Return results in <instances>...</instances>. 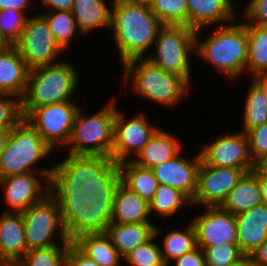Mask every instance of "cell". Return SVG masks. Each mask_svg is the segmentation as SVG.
I'll use <instances>...</instances> for the list:
<instances>
[{
	"label": "cell",
	"mask_w": 267,
	"mask_h": 266,
	"mask_svg": "<svg viewBox=\"0 0 267 266\" xmlns=\"http://www.w3.org/2000/svg\"><path fill=\"white\" fill-rule=\"evenodd\" d=\"M253 266H267V264L253 263Z\"/></svg>",
	"instance_id": "cell-55"
},
{
	"label": "cell",
	"mask_w": 267,
	"mask_h": 266,
	"mask_svg": "<svg viewBox=\"0 0 267 266\" xmlns=\"http://www.w3.org/2000/svg\"><path fill=\"white\" fill-rule=\"evenodd\" d=\"M137 3H141V4H145V5H149L151 6V4L155 1V0H131Z\"/></svg>",
	"instance_id": "cell-53"
},
{
	"label": "cell",
	"mask_w": 267,
	"mask_h": 266,
	"mask_svg": "<svg viewBox=\"0 0 267 266\" xmlns=\"http://www.w3.org/2000/svg\"><path fill=\"white\" fill-rule=\"evenodd\" d=\"M11 129L0 128V153L4 150Z\"/></svg>",
	"instance_id": "cell-50"
},
{
	"label": "cell",
	"mask_w": 267,
	"mask_h": 266,
	"mask_svg": "<svg viewBox=\"0 0 267 266\" xmlns=\"http://www.w3.org/2000/svg\"><path fill=\"white\" fill-rule=\"evenodd\" d=\"M244 173V169L209 166L202 161L198 169L196 192L191 203L203 207L221 206Z\"/></svg>",
	"instance_id": "cell-13"
},
{
	"label": "cell",
	"mask_w": 267,
	"mask_h": 266,
	"mask_svg": "<svg viewBox=\"0 0 267 266\" xmlns=\"http://www.w3.org/2000/svg\"><path fill=\"white\" fill-rule=\"evenodd\" d=\"M247 25V66L254 77L267 74V26Z\"/></svg>",
	"instance_id": "cell-30"
},
{
	"label": "cell",
	"mask_w": 267,
	"mask_h": 266,
	"mask_svg": "<svg viewBox=\"0 0 267 266\" xmlns=\"http://www.w3.org/2000/svg\"><path fill=\"white\" fill-rule=\"evenodd\" d=\"M200 155L202 161L209 166L238 168L246 172L255 168L245 132L217 138L208 146L205 145Z\"/></svg>",
	"instance_id": "cell-14"
},
{
	"label": "cell",
	"mask_w": 267,
	"mask_h": 266,
	"mask_svg": "<svg viewBox=\"0 0 267 266\" xmlns=\"http://www.w3.org/2000/svg\"><path fill=\"white\" fill-rule=\"evenodd\" d=\"M21 99L14 95L0 94V128H14L22 119Z\"/></svg>",
	"instance_id": "cell-40"
},
{
	"label": "cell",
	"mask_w": 267,
	"mask_h": 266,
	"mask_svg": "<svg viewBox=\"0 0 267 266\" xmlns=\"http://www.w3.org/2000/svg\"><path fill=\"white\" fill-rule=\"evenodd\" d=\"M230 266H253V260L250 256H245L239 262Z\"/></svg>",
	"instance_id": "cell-51"
},
{
	"label": "cell",
	"mask_w": 267,
	"mask_h": 266,
	"mask_svg": "<svg viewBox=\"0 0 267 266\" xmlns=\"http://www.w3.org/2000/svg\"><path fill=\"white\" fill-rule=\"evenodd\" d=\"M13 46L29 69L54 64L64 51L41 14L28 17L22 35Z\"/></svg>",
	"instance_id": "cell-11"
},
{
	"label": "cell",
	"mask_w": 267,
	"mask_h": 266,
	"mask_svg": "<svg viewBox=\"0 0 267 266\" xmlns=\"http://www.w3.org/2000/svg\"><path fill=\"white\" fill-rule=\"evenodd\" d=\"M149 215V202L121 182L114 197L111 223L149 222L147 219Z\"/></svg>",
	"instance_id": "cell-25"
},
{
	"label": "cell",
	"mask_w": 267,
	"mask_h": 266,
	"mask_svg": "<svg viewBox=\"0 0 267 266\" xmlns=\"http://www.w3.org/2000/svg\"><path fill=\"white\" fill-rule=\"evenodd\" d=\"M260 204H263V199L258 183V172L253 169L243 174L220 207L236 216Z\"/></svg>",
	"instance_id": "cell-24"
},
{
	"label": "cell",
	"mask_w": 267,
	"mask_h": 266,
	"mask_svg": "<svg viewBox=\"0 0 267 266\" xmlns=\"http://www.w3.org/2000/svg\"><path fill=\"white\" fill-rule=\"evenodd\" d=\"M245 133L248 139L250 156L255 163L267 154V122Z\"/></svg>",
	"instance_id": "cell-41"
},
{
	"label": "cell",
	"mask_w": 267,
	"mask_h": 266,
	"mask_svg": "<svg viewBox=\"0 0 267 266\" xmlns=\"http://www.w3.org/2000/svg\"><path fill=\"white\" fill-rule=\"evenodd\" d=\"M28 252L22 212L0 217V266H15Z\"/></svg>",
	"instance_id": "cell-19"
},
{
	"label": "cell",
	"mask_w": 267,
	"mask_h": 266,
	"mask_svg": "<svg viewBox=\"0 0 267 266\" xmlns=\"http://www.w3.org/2000/svg\"><path fill=\"white\" fill-rule=\"evenodd\" d=\"M246 24L267 26V0H251L244 11Z\"/></svg>",
	"instance_id": "cell-42"
},
{
	"label": "cell",
	"mask_w": 267,
	"mask_h": 266,
	"mask_svg": "<svg viewBox=\"0 0 267 266\" xmlns=\"http://www.w3.org/2000/svg\"><path fill=\"white\" fill-rule=\"evenodd\" d=\"M159 230L155 227L154 235L145 243L138 245L125 261L131 266H167L162 258L161 248L153 240Z\"/></svg>",
	"instance_id": "cell-37"
},
{
	"label": "cell",
	"mask_w": 267,
	"mask_h": 266,
	"mask_svg": "<svg viewBox=\"0 0 267 266\" xmlns=\"http://www.w3.org/2000/svg\"><path fill=\"white\" fill-rule=\"evenodd\" d=\"M77 112L75 103L68 100L35 108L26 119L53 148L59 142L68 144Z\"/></svg>",
	"instance_id": "cell-12"
},
{
	"label": "cell",
	"mask_w": 267,
	"mask_h": 266,
	"mask_svg": "<svg viewBox=\"0 0 267 266\" xmlns=\"http://www.w3.org/2000/svg\"><path fill=\"white\" fill-rule=\"evenodd\" d=\"M155 56L146 59L190 83L189 53L196 50V30L185 25H163L155 39Z\"/></svg>",
	"instance_id": "cell-9"
},
{
	"label": "cell",
	"mask_w": 267,
	"mask_h": 266,
	"mask_svg": "<svg viewBox=\"0 0 267 266\" xmlns=\"http://www.w3.org/2000/svg\"><path fill=\"white\" fill-rule=\"evenodd\" d=\"M73 243L99 266H119L121 256L106 233L84 234Z\"/></svg>",
	"instance_id": "cell-27"
},
{
	"label": "cell",
	"mask_w": 267,
	"mask_h": 266,
	"mask_svg": "<svg viewBox=\"0 0 267 266\" xmlns=\"http://www.w3.org/2000/svg\"><path fill=\"white\" fill-rule=\"evenodd\" d=\"M53 11H71L74 0H42Z\"/></svg>",
	"instance_id": "cell-46"
},
{
	"label": "cell",
	"mask_w": 267,
	"mask_h": 266,
	"mask_svg": "<svg viewBox=\"0 0 267 266\" xmlns=\"http://www.w3.org/2000/svg\"><path fill=\"white\" fill-rule=\"evenodd\" d=\"M206 266H230L239 262L246 255L240 250L238 243H227L202 249Z\"/></svg>",
	"instance_id": "cell-39"
},
{
	"label": "cell",
	"mask_w": 267,
	"mask_h": 266,
	"mask_svg": "<svg viewBox=\"0 0 267 266\" xmlns=\"http://www.w3.org/2000/svg\"><path fill=\"white\" fill-rule=\"evenodd\" d=\"M113 102L90 117L82 115L78 109L67 144L70 146L68 154L112 157L117 110Z\"/></svg>",
	"instance_id": "cell-7"
},
{
	"label": "cell",
	"mask_w": 267,
	"mask_h": 266,
	"mask_svg": "<svg viewBox=\"0 0 267 266\" xmlns=\"http://www.w3.org/2000/svg\"><path fill=\"white\" fill-rule=\"evenodd\" d=\"M58 63V64H57ZM75 66L68 62L30 69L22 103L23 117L35 108L70 100L78 85Z\"/></svg>",
	"instance_id": "cell-3"
},
{
	"label": "cell",
	"mask_w": 267,
	"mask_h": 266,
	"mask_svg": "<svg viewBox=\"0 0 267 266\" xmlns=\"http://www.w3.org/2000/svg\"><path fill=\"white\" fill-rule=\"evenodd\" d=\"M123 67L124 81L130 78L140 96L165 106L176 105L190 88L182 76L166 72L144 57L128 60Z\"/></svg>",
	"instance_id": "cell-6"
},
{
	"label": "cell",
	"mask_w": 267,
	"mask_h": 266,
	"mask_svg": "<svg viewBox=\"0 0 267 266\" xmlns=\"http://www.w3.org/2000/svg\"><path fill=\"white\" fill-rule=\"evenodd\" d=\"M174 260L176 261L175 266H206L204 252L200 247H196Z\"/></svg>",
	"instance_id": "cell-44"
},
{
	"label": "cell",
	"mask_w": 267,
	"mask_h": 266,
	"mask_svg": "<svg viewBox=\"0 0 267 266\" xmlns=\"http://www.w3.org/2000/svg\"><path fill=\"white\" fill-rule=\"evenodd\" d=\"M163 250L161 249L164 263L168 266L169 261L181 257L197 247L196 231L192 223L189 224L185 232L172 230L167 233L163 240Z\"/></svg>",
	"instance_id": "cell-32"
},
{
	"label": "cell",
	"mask_w": 267,
	"mask_h": 266,
	"mask_svg": "<svg viewBox=\"0 0 267 266\" xmlns=\"http://www.w3.org/2000/svg\"><path fill=\"white\" fill-rule=\"evenodd\" d=\"M244 110L243 132L267 122V94L255 79L247 94Z\"/></svg>",
	"instance_id": "cell-31"
},
{
	"label": "cell",
	"mask_w": 267,
	"mask_h": 266,
	"mask_svg": "<svg viewBox=\"0 0 267 266\" xmlns=\"http://www.w3.org/2000/svg\"><path fill=\"white\" fill-rule=\"evenodd\" d=\"M196 31L195 53L209 61L228 77L241 75L247 66V25L246 22L227 24L219 27L204 42L199 43ZM198 36V37H197Z\"/></svg>",
	"instance_id": "cell-5"
},
{
	"label": "cell",
	"mask_w": 267,
	"mask_h": 266,
	"mask_svg": "<svg viewBox=\"0 0 267 266\" xmlns=\"http://www.w3.org/2000/svg\"><path fill=\"white\" fill-rule=\"evenodd\" d=\"M259 174L267 176V154L255 162L254 168Z\"/></svg>",
	"instance_id": "cell-49"
},
{
	"label": "cell",
	"mask_w": 267,
	"mask_h": 266,
	"mask_svg": "<svg viewBox=\"0 0 267 266\" xmlns=\"http://www.w3.org/2000/svg\"><path fill=\"white\" fill-rule=\"evenodd\" d=\"M122 183L136 192L142 199L150 202L159 186L152 169L143 168L130 161L118 164Z\"/></svg>",
	"instance_id": "cell-29"
},
{
	"label": "cell",
	"mask_w": 267,
	"mask_h": 266,
	"mask_svg": "<svg viewBox=\"0 0 267 266\" xmlns=\"http://www.w3.org/2000/svg\"><path fill=\"white\" fill-rule=\"evenodd\" d=\"M176 138L169 132L158 128L136 158L131 161L140 167L152 169L173 159L182 150L181 142Z\"/></svg>",
	"instance_id": "cell-22"
},
{
	"label": "cell",
	"mask_w": 267,
	"mask_h": 266,
	"mask_svg": "<svg viewBox=\"0 0 267 266\" xmlns=\"http://www.w3.org/2000/svg\"><path fill=\"white\" fill-rule=\"evenodd\" d=\"M253 263L267 264V239L249 255Z\"/></svg>",
	"instance_id": "cell-47"
},
{
	"label": "cell",
	"mask_w": 267,
	"mask_h": 266,
	"mask_svg": "<svg viewBox=\"0 0 267 266\" xmlns=\"http://www.w3.org/2000/svg\"><path fill=\"white\" fill-rule=\"evenodd\" d=\"M58 201L63 226L73 242L84 234L106 233L114 199H95L78 192H50Z\"/></svg>",
	"instance_id": "cell-4"
},
{
	"label": "cell",
	"mask_w": 267,
	"mask_h": 266,
	"mask_svg": "<svg viewBox=\"0 0 267 266\" xmlns=\"http://www.w3.org/2000/svg\"><path fill=\"white\" fill-rule=\"evenodd\" d=\"M41 176L50 183V192H78L95 199H114L121 181L119 165L112 157L68 154Z\"/></svg>",
	"instance_id": "cell-1"
},
{
	"label": "cell",
	"mask_w": 267,
	"mask_h": 266,
	"mask_svg": "<svg viewBox=\"0 0 267 266\" xmlns=\"http://www.w3.org/2000/svg\"><path fill=\"white\" fill-rule=\"evenodd\" d=\"M191 204V200L176 188L159 184L153 199L149 202L150 213L158 212L161 216L176 213L184 204Z\"/></svg>",
	"instance_id": "cell-33"
},
{
	"label": "cell",
	"mask_w": 267,
	"mask_h": 266,
	"mask_svg": "<svg viewBox=\"0 0 267 266\" xmlns=\"http://www.w3.org/2000/svg\"><path fill=\"white\" fill-rule=\"evenodd\" d=\"M71 12L81 33L111 27V10L104 0H74Z\"/></svg>",
	"instance_id": "cell-28"
},
{
	"label": "cell",
	"mask_w": 267,
	"mask_h": 266,
	"mask_svg": "<svg viewBox=\"0 0 267 266\" xmlns=\"http://www.w3.org/2000/svg\"><path fill=\"white\" fill-rule=\"evenodd\" d=\"M8 44L0 37V52H2Z\"/></svg>",
	"instance_id": "cell-54"
},
{
	"label": "cell",
	"mask_w": 267,
	"mask_h": 266,
	"mask_svg": "<svg viewBox=\"0 0 267 266\" xmlns=\"http://www.w3.org/2000/svg\"><path fill=\"white\" fill-rule=\"evenodd\" d=\"M70 243L28 251L15 266H65Z\"/></svg>",
	"instance_id": "cell-36"
},
{
	"label": "cell",
	"mask_w": 267,
	"mask_h": 266,
	"mask_svg": "<svg viewBox=\"0 0 267 266\" xmlns=\"http://www.w3.org/2000/svg\"><path fill=\"white\" fill-rule=\"evenodd\" d=\"M47 21L56 41L64 49H68V43L76 30H79L77 22L71 11H52L42 13Z\"/></svg>",
	"instance_id": "cell-35"
},
{
	"label": "cell",
	"mask_w": 267,
	"mask_h": 266,
	"mask_svg": "<svg viewBox=\"0 0 267 266\" xmlns=\"http://www.w3.org/2000/svg\"><path fill=\"white\" fill-rule=\"evenodd\" d=\"M31 0H0V10L14 9L17 11H26Z\"/></svg>",
	"instance_id": "cell-45"
},
{
	"label": "cell",
	"mask_w": 267,
	"mask_h": 266,
	"mask_svg": "<svg viewBox=\"0 0 267 266\" xmlns=\"http://www.w3.org/2000/svg\"><path fill=\"white\" fill-rule=\"evenodd\" d=\"M180 154L153 167L152 171L160 184L178 189L192 201L197 188L198 169L202 162L201 155L199 152L194 159L188 161Z\"/></svg>",
	"instance_id": "cell-17"
},
{
	"label": "cell",
	"mask_w": 267,
	"mask_h": 266,
	"mask_svg": "<svg viewBox=\"0 0 267 266\" xmlns=\"http://www.w3.org/2000/svg\"><path fill=\"white\" fill-rule=\"evenodd\" d=\"M27 20L24 11L0 10V37L8 46H13L19 40Z\"/></svg>",
	"instance_id": "cell-38"
},
{
	"label": "cell",
	"mask_w": 267,
	"mask_h": 266,
	"mask_svg": "<svg viewBox=\"0 0 267 266\" xmlns=\"http://www.w3.org/2000/svg\"><path fill=\"white\" fill-rule=\"evenodd\" d=\"M258 183L262 194L263 204L267 205V176L258 173Z\"/></svg>",
	"instance_id": "cell-48"
},
{
	"label": "cell",
	"mask_w": 267,
	"mask_h": 266,
	"mask_svg": "<svg viewBox=\"0 0 267 266\" xmlns=\"http://www.w3.org/2000/svg\"><path fill=\"white\" fill-rule=\"evenodd\" d=\"M65 266H99L85 255L73 242L70 243L65 257Z\"/></svg>",
	"instance_id": "cell-43"
},
{
	"label": "cell",
	"mask_w": 267,
	"mask_h": 266,
	"mask_svg": "<svg viewBox=\"0 0 267 266\" xmlns=\"http://www.w3.org/2000/svg\"><path fill=\"white\" fill-rule=\"evenodd\" d=\"M158 128L150 126L141 113L125 120L116 110L112 158L118 164L132 152L137 155Z\"/></svg>",
	"instance_id": "cell-16"
},
{
	"label": "cell",
	"mask_w": 267,
	"mask_h": 266,
	"mask_svg": "<svg viewBox=\"0 0 267 266\" xmlns=\"http://www.w3.org/2000/svg\"><path fill=\"white\" fill-rule=\"evenodd\" d=\"M150 7L163 25L189 27V10L186 0H155Z\"/></svg>",
	"instance_id": "cell-34"
},
{
	"label": "cell",
	"mask_w": 267,
	"mask_h": 266,
	"mask_svg": "<svg viewBox=\"0 0 267 266\" xmlns=\"http://www.w3.org/2000/svg\"><path fill=\"white\" fill-rule=\"evenodd\" d=\"M52 148L23 118L11 129L4 150L0 153V178L32 172L30 167L46 157Z\"/></svg>",
	"instance_id": "cell-8"
},
{
	"label": "cell",
	"mask_w": 267,
	"mask_h": 266,
	"mask_svg": "<svg viewBox=\"0 0 267 266\" xmlns=\"http://www.w3.org/2000/svg\"><path fill=\"white\" fill-rule=\"evenodd\" d=\"M30 69L14 46L0 52V94L23 98Z\"/></svg>",
	"instance_id": "cell-21"
},
{
	"label": "cell",
	"mask_w": 267,
	"mask_h": 266,
	"mask_svg": "<svg viewBox=\"0 0 267 266\" xmlns=\"http://www.w3.org/2000/svg\"><path fill=\"white\" fill-rule=\"evenodd\" d=\"M111 11V28L122 64L135 58H143L154 44L163 24L149 5L131 0H114Z\"/></svg>",
	"instance_id": "cell-2"
},
{
	"label": "cell",
	"mask_w": 267,
	"mask_h": 266,
	"mask_svg": "<svg viewBox=\"0 0 267 266\" xmlns=\"http://www.w3.org/2000/svg\"><path fill=\"white\" fill-rule=\"evenodd\" d=\"M22 216L28 251L55 246L52 239L59 229L61 243H71L63 226L60 206L51 193L22 211Z\"/></svg>",
	"instance_id": "cell-10"
},
{
	"label": "cell",
	"mask_w": 267,
	"mask_h": 266,
	"mask_svg": "<svg viewBox=\"0 0 267 266\" xmlns=\"http://www.w3.org/2000/svg\"><path fill=\"white\" fill-rule=\"evenodd\" d=\"M254 78L264 88L267 94V74H261Z\"/></svg>",
	"instance_id": "cell-52"
},
{
	"label": "cell",
	"mask_w": 267,
	"mask_h": 266,
	"mask_svg": "<svg viewBox=\"0 0 267 266\" xmlns=\"http://www.w3.org/2000/svg\"><path fill=\"white\" fill-rule=\"evenodd\" d=\"M204 214L191 221L196 231V245L201 249L238 243L236 217L220 206L206 207Z\"/></svg>",
	"instance_id": "cell-15"
},
{
	"label": "cell",
	"mask_w": 267,
	"mask_h": 266,
	"mask_svg": "<svg viewBox=\"0 0 267 266\" xmlns=\"http://www.w3.org/2000/svg\"><path fill=\"white\" fill-rule=\"evenodd\" d=\"M40 182L33 172L0 178V185H3L5 190L6 203L11 208L9 211L22 212L27 210L32 204L41 201L48 195L50 183L42 187Z\"/></svg>",
	"instance_id": "cell-18"
},
{
	"label": "cell",
	"mask_w": 267,
	"mask_h": 266,
	"mask_svg": "<svg viewBox=\"0 0 267 266\" xmlns=\"http://www.w3.org/2000/svg\"><path fill=\"white\" fill-rule=\"evenodd\" d=\"M235 217L239 248L249 256L267 239V205H257Z\"/></svg>",
	"instance_id": "cell-20"
},
{
	"label": "cell",
	"mask_w": 267,
	"mask_h": 266,
	"mask_svg": "<svg viewBox=\"0 0 267 266\" xmlns=\"http://www.w3.org/2000/svg\"><path fill=\"white\" fill-rule=\"evenodd\" d=\"M189 10V27L200 31L213 23H233L235 14L232 0H186Z\"/></svg>",
	"instance_id": "cell-23"
},
{
	"label": "cell",
	"mask_w": 267,
	"mask_h": 266,
	"mask_svg": "<svg viewBox=\"0 0 267 266\" xmlns=\"http://www.w3.org/2000/svg\"><path fill=\"white\" fill-rule=\"evenodd\" d=\"M155 232L150 222L118 224L111 223L106 231L121 258L128 256L138 245L147 242Z\"/></svg>",
	"instance_id": "cell-26"
}]
</instances>
